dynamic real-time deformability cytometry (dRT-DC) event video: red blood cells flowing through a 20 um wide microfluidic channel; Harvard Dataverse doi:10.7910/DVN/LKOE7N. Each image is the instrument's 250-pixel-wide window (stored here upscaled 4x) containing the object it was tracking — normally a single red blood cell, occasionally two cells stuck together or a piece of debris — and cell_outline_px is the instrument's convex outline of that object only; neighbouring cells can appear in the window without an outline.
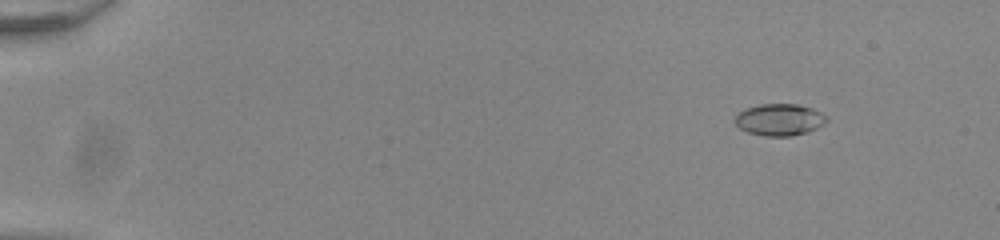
{"species": "common noctule bat (a hibernating species)", "species_latin": "Nyctalus noctula", "temperature_condition": "room temperature", "stored_images_in_passage": 54, "camera_frame_rate_fps": 3000, "um_per_image_px": 0.085, "animal": {"sex": "male", "body_mass_g": 20.0, "forearm_length_mm": 53.3}, "frame": {"image": 1, "passage_image": 7, "time_ms": 2.0, "image_size_px": [1000, 240], "cell_outline_px": [[828, 120], [824, 124], [808, 132], [792, 136], [764, 136], [748, 132], [740, 128], [732, 120], [740, 112], [748, 108], [760, 104], [796, 104], [812, 108], [828, 116]], "centroid_in_image_um": [66.28, 10.18], "position_along_channel_um": 18.7, "area_um2": 16.99}}
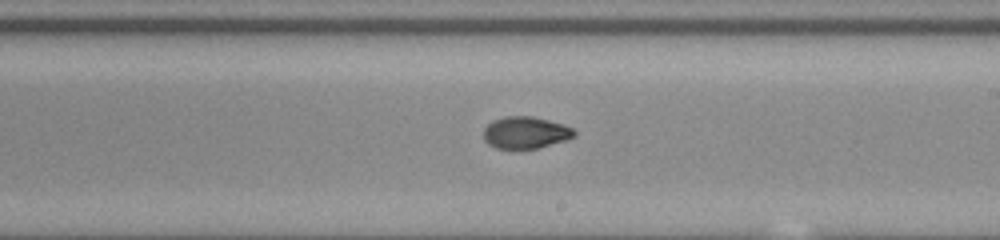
{"frame": {"image": 2, "passage_image": 34, "time_ms": 11.0, "image_size_px": [1000, 240], "cell_outline_px": [[576, 136], [568, 140], [540, 148], [496, 148], [488, 144], [484, 140], [484, 128], [492, 120], [504, 116], [532, 116], [564, 124], [572, 128], [576, 132]], "centroid_in_image_um": [44.69, 11.27], "position_along_channel_um": 244.3, "area_um2": 17.05}}
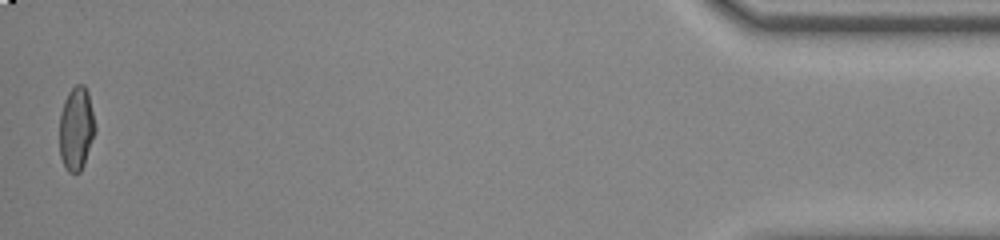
{"frame": {"image": 3, "passage_image": 54, "time_ms": 17.667, "image_size_px": [1000, 240], "cell_outline_px": [[96, 132], [84, 164], [80, 172], [68, 172], [64, 168], [60, 156], [60, 116], [64, 100], [68, 92], [76, 84], [84, 84], [88, 92], [96, 128]], "centroid_in_image_um": [6.49, 10.94], "position_along_channel_um": 428.7, "area_um2": 17.46}, "authors_computed_cell_mechanics": {"area_um2": 17.1666, "velocity_mm_per_s": 3.954, "shape_relaxation_time_tau1_ms": 9.8225, "shape_relaxation_time_tau2_ms": 1.6747, "deformation_change_tau1": 0.263, "deformation_change_tau2": 0.0463}}